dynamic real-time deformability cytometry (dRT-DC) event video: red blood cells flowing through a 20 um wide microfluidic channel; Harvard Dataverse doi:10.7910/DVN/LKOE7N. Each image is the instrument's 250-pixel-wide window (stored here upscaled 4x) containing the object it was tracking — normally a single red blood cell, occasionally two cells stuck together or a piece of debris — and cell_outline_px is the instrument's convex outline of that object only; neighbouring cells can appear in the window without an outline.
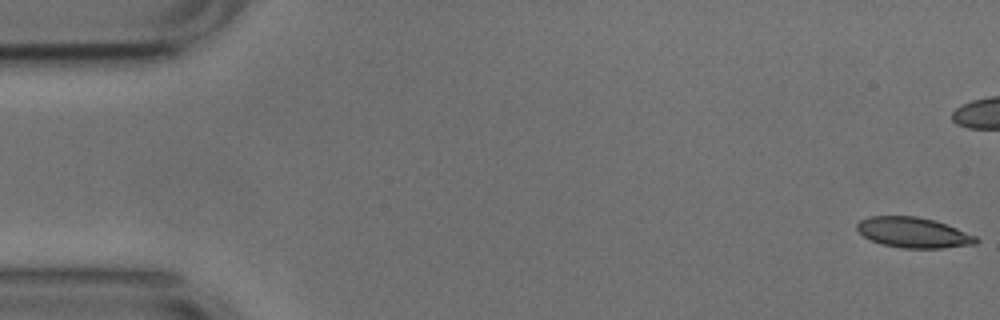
{"species": "common noctule bat (a hibernating species)", "species_latin": "Nyctalus noctula", "temperature_condition": "cold", "stored_images_in_passage": 10, "camera_frame_rate_fps": 3000, "um_per_image_px": 0.085, "animal": {"sex": "male", "body_mass_g": 17.9, "forearm_length_mm": 54.2}, "frame": {"image": 1, "passage_image": 1, "time_ms": 0.0, "image_size_px": [1000, 320], "cell_outline_px": [[980, 240], [976, 244], [944, 248], [904, 248], [880, 244], [864, 236], [856, 228], [856, 224], [860, 220], [872, 216], [916, 216], [932, 220], [956, 228], [976, 236]], "centroid_in_image_um": [77.64, 19.77], "position_along_channel_um": 7.4, "area_um2": 20.92}}